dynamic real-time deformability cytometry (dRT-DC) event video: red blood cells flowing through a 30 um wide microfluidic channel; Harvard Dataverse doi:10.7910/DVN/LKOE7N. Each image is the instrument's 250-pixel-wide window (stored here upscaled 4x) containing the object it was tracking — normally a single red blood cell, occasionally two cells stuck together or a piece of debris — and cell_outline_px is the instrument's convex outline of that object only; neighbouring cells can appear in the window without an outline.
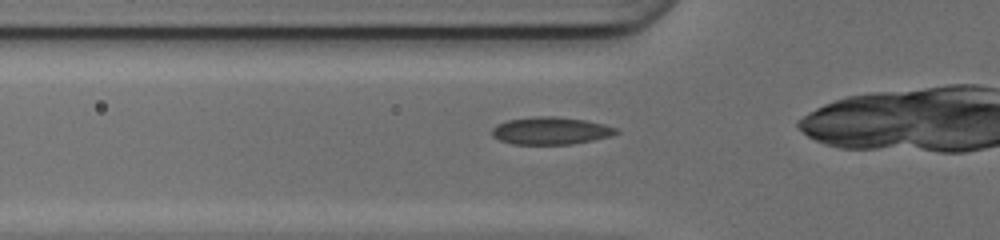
{"species": "common noctule bat (a hibernating species)", "species_latin": "Nyctalus noctula", "temperature_condition": "cold", "stored_images_in_passage": 25, "camera_frame_rate_fps": 3000, "um_per_image_px": 0.085, "animal": {"sex": "female", "body_mass_g": 17.0, "forearm_length_mm": 48.0}, "frame": {"image": 1, "passage_image": 3, "time_ms": 0.667, "image_size_px": [1000, 240], "cell_outline_px": [[620, 132], [612, 136], [572, 144], [512, 144], [500, 140], [492, 136], [492, 128], [496, 124], [508, 120], [536, 116], [556, 116], [584, 120], [604, 124], [616, 128]], "centroid_in_image_um": [46.81, 11.11], "position_along_channel_um": 79.0, "area_um2": 19.88}}
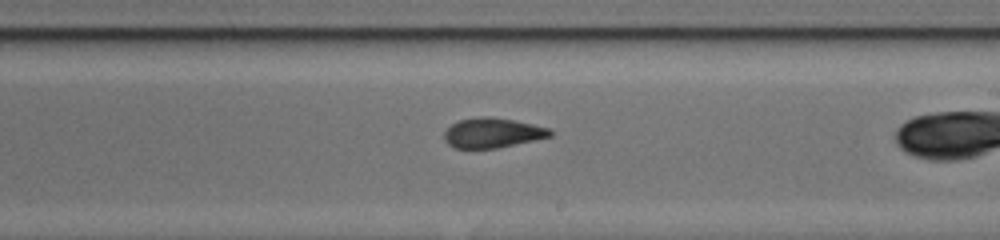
{"frame": {"image": 2, "passage_image": 15, "time_ms": 4.667, "image_size_px": [1000, 240], "cell_outline_px": [[552, 136], [496, 148], [456, 148], [448, 144], [444, 140], [444, 132], [452, 124], [460, 120], [480, 116], [488, 116], [512, 120], [532, 124], [548, 128], [552, 132]], "centroid_in_image_um": [41.83, 11.29], "position_along_channel_um": 247.2, "area_um2": 18.15}}
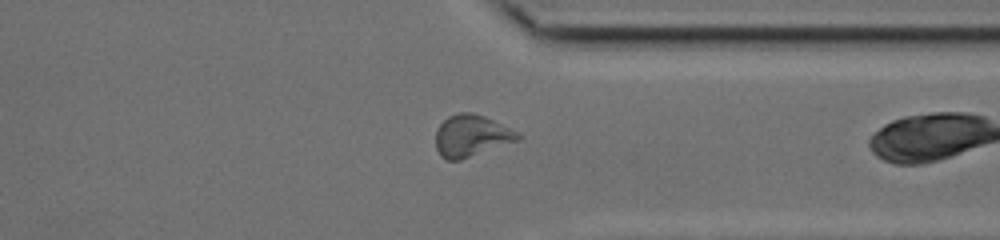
{"frame": {"image": 3, "passage_image": 24, "time_ms": 7.667, "image_size_px": [1000, 240], "cell_outline_px": [[524, 136], [520, 140], [460, 160], [448, 160], [440, 156], [436, 148], [436, 128], [448, 116], [460, 112], [472, 112], [484, 116], [520, 132]], "centroid_in_image_um": [40.09, 11.54], "position_along_channel_um": 371.3, "area_um2": 20.23}}